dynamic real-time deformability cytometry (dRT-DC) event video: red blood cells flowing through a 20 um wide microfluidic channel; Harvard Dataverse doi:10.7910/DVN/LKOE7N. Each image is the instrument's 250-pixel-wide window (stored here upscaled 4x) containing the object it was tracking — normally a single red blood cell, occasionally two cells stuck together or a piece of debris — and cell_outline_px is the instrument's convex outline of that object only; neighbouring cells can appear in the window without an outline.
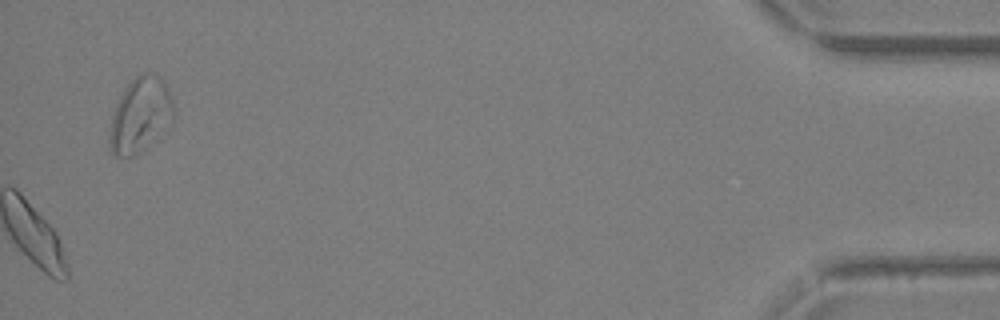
{"species": "Egyptian fruit bat (a non-hibernating species)", "species_latin": "Rousettus aegyptiacus", "temperature_condition": "warm", "stored_images_in_passage": 39, "camera_frame_rate_fps": 3000, "um_per_image_px": 0.085, "animal": {"sex": "female"}, "frame": {"image": 1, "passage_image": 39, "time_ms": 12.667, "image_size_px": [1000, 320], "cell_outline_px": [[176, 112], [172, 124], [164, 132], [140, 152], [132, 156], [116, 156], [112, 152], [108, 144], [108, 132], [112, 116], [116, 104], [124, 88], [136, 76], [144, 72], [152, 72], [160, 76], [164, 80], [172, 100]], "centroid_in_image_um": [11.95, 9.77], "position_along_channel_um": 423.3, "area_um2": 28.44}}